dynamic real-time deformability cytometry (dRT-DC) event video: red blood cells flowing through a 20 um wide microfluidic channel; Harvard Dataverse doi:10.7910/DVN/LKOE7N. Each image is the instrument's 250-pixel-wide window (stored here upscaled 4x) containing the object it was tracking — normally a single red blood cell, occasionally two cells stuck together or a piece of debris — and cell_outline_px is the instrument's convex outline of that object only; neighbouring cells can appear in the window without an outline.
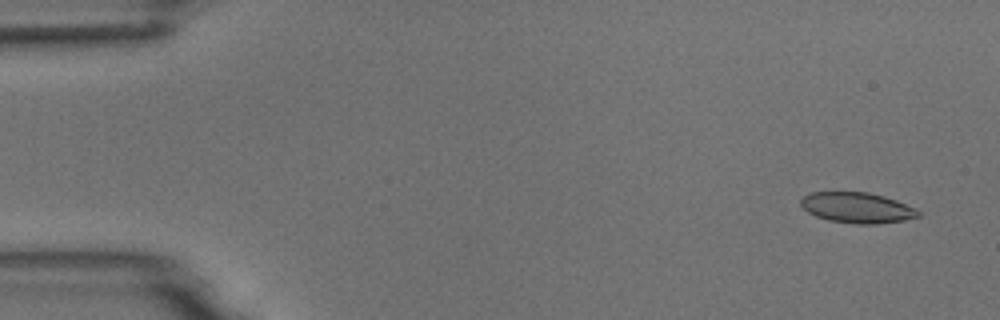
{"species": "common noctule bat (a hibernating species)", "species_latin": "Nyctalus noctula", "temperature_condition": "room temperature", "stored_images_in_passage": 4, "camera_frame_rate_fps": 3000, "um_per_image_px": 0.085, "animal": {"sex": "male", "body_mass_g": 18.8}, "frame": {"image": 1, "passage_image": 1, "time_ms": 0.0, "image_size_px": [1000, 320], "cell_outline_px": [[920, 216], [904, 220], [876, 224], [852, 224], [828, 220], [816, 216], [808, 212], [800, 204], [800, 200], [804, 196], [812, 192], [868, 192], [884, 196], [896, 200], [916, 208], [920, 212]], "centroid_in_image_um": [72.86, 17.66], "position_along_channel_um": 12.1, "area_um2": 20.98}}